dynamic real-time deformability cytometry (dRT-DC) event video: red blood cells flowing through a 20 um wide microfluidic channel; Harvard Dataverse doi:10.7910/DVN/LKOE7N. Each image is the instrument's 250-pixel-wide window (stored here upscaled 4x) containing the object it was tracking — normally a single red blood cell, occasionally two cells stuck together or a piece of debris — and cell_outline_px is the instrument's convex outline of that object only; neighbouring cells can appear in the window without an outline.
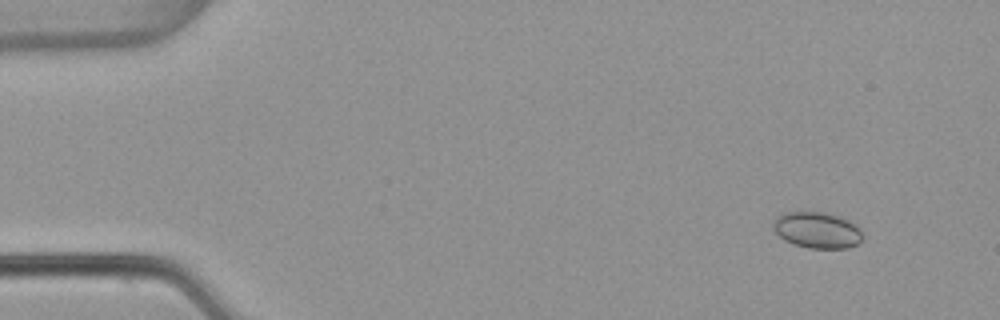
{"species": "common noctule bat (a hibernating species)", "species_latin": "Nyctalus noctula", "temperature_condition": "warm", "stored_images_in_passage": 3, "camera_frame_rate_fps": 3000, "um_per_image_px": 0.085, "animal": {"sex": "female", "body_mass_g": 22.7, "forearm_length_mm": 54.2}, "frame": {"image": 1, "passage_image": 1, "time_ms": 0.0, "image_size_px": [1000, 320], "cell_outline_px": [[864, 236], [856, 244], [848, 248], [808, 248], [792, 244], [784, 240], [772, 228], [772, 220], [776, 216], [784, 212], [824, 212], [840, 216], [856, 224], [860, 228]], "centroid_in_image_um": [69.44, 19.55], "position_along_channel_um": 15.6, "area_um2": 19.13}}